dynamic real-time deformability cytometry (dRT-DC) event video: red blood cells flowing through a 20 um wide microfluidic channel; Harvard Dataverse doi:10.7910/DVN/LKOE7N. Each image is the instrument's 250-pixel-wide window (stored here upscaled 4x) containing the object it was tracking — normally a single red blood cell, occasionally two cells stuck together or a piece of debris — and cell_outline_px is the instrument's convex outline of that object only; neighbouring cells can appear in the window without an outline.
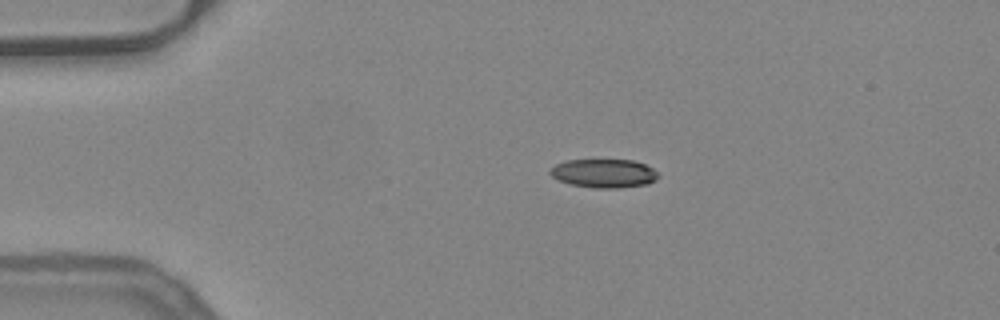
{"species": "common noctule bat (a hibernating species)", "species_latin": "Nyctalus noctula", "temperature_condition": "warm", "stored_images_in_passage": 42, "camera_frame_rate_fps": 3000, "um_per_image_px": 0.085, "animal": {"sex": "female", "body_mass_g": 24.6, "forearm_length_mm": 56.2}, "frame": {"image": 1, "passage_image": 1, "time_ms": 0.0, "image_size_px": [1000, 320], "cell_outline_px": [[660, 176], [656, 180], [648, 184], [620, 188], [596, 188], [568, 184], [552, 176], [548, 172], [548, 168], [556, 164], [568, 160], [632, 160], [644, 164], [652, 168]], "centroid_in_image_um": [51.32, 14.74], "position_along_channel_um": 33.7, "area_um2": 18.15}}
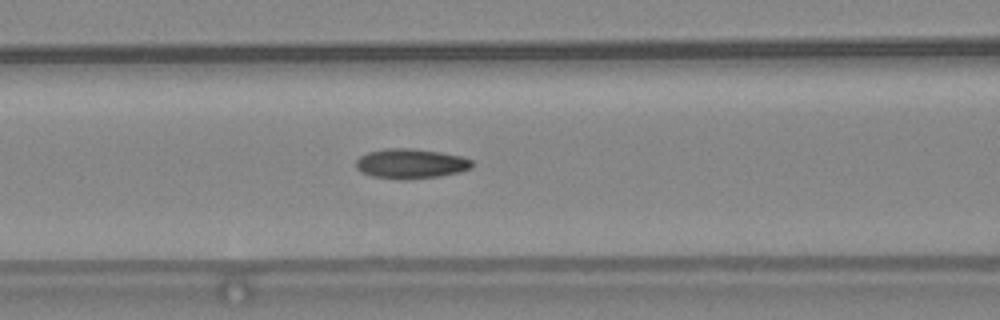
{"frame": {"image": 2, "passage_image": 12, "time_ms": 3.667, "image_size_px": [1000, 320], "cell_outline_px": [[472, 168], [460, 172], [440, 176], [408, 180], [404, 180], [372, 176], [356, 168], [356, 160], [360, 156], [368, 152], [388, 148], [412, 148], [440, 152], [460, 156], [472, 160]], "centroid_in_image_um": [34.93, 13.91], "position_along_channel_um": 131.7, "area_um2": 20.17}}
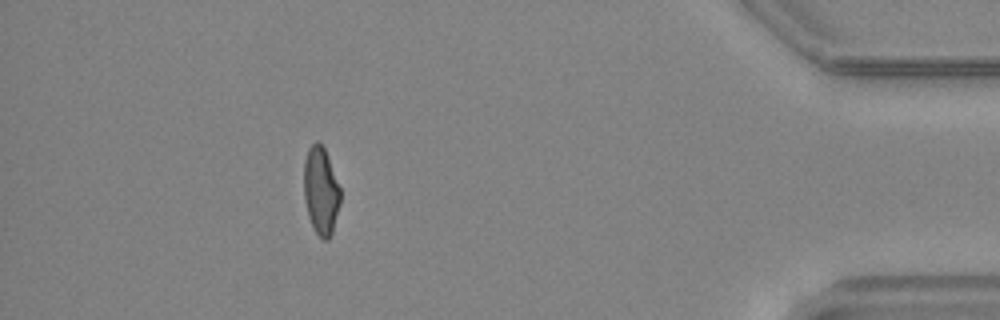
{"frame": {"image": 3, "passage_image": 37, "time_ms": 12.0, "image_size_px": [1000, 320], "cell_outline_px": [[340, 204], [332, 232], [328, 240], [324, 240], [316, 232], [308, 216], [304, 200], [304, 160], [308, 148], [316, 140], [324, 148], [328, 156], [340, 188]], "centroid_in_image_um": [27.27, 16.2], "position_along_channel_um": 407.9, "area_um2": 18.55}, "authors_computed_cell_mechanics": {"area_um2": 19.3341, "velocity_mm_per_s": 3.9622, "shape_relaxation_time_tau1_ms": null, "shape_relaxation_time_tau2_ms": 2.6406, "deformation_change_tau1": null, "deformation_change_tau2": 0.0944}}